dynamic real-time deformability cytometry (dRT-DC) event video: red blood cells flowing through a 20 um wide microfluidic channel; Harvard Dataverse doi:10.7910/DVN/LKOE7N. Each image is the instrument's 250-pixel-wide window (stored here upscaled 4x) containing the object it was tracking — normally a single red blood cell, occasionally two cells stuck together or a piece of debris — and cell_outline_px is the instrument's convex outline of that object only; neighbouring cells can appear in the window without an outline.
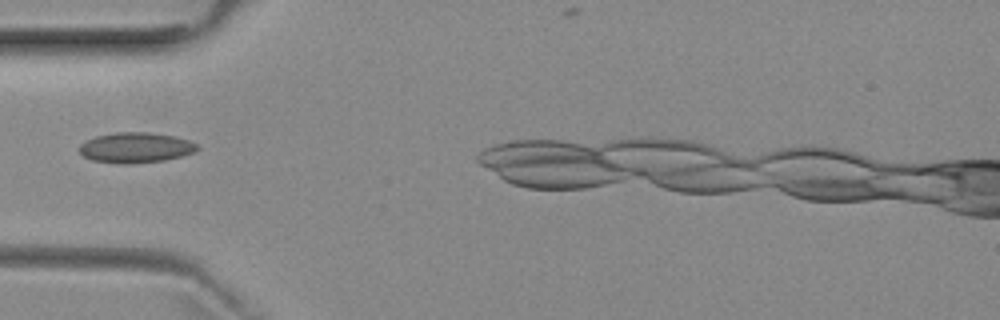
{"species": "common noctule bat (a hibernating species)", "species_latin": "Nyctalus noctula", "temperature_condition": "room temperature", "stored_images_in_passage": 3, "camera_frame_rate_fps": 3000, "um_per_image_px": 0.085, "animal": {"sex": "female", "body_mass_g": 29.2, "forearm_length_mm": 56.3}, "frame": {"image": 1, "passage_image": 2, "time_ms": 1.0, "image_size_px": [1000, 320], "cell_outline_px": [[200, 148], [192, 152], [180, 156], [164, 160], [124, 164], [120, 164], [92, 160], [84, 156], [80, 152], [80, 144], [84, 140], [96, 136], [116, 132], [148, 132], [176, 136], [188, 140], [196, 144]], "centroid_in_image_um": [11.5, 12.53], "position_along_channel_um": 73.5, "area_um2": 20.75}}